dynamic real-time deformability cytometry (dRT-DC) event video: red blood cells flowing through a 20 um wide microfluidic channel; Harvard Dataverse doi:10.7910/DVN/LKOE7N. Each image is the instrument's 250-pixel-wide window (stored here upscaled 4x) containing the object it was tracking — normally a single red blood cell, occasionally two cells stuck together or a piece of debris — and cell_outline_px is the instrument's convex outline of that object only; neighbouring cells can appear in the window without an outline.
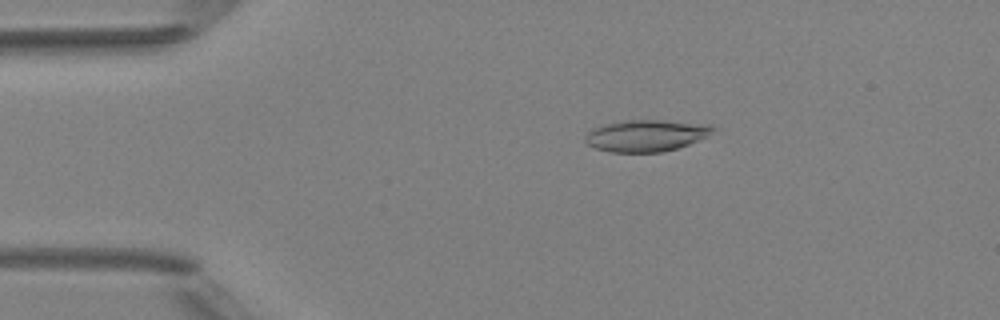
{"species": "Egyptian fruit bat (a non-hibernating species)", "species_latin": "Rousettus aegyptiacus", "temperature_condition": "room temperature", "stored_images_in_passage": 4, "camera_frame_rate_fps": 3000, "um_per_image_px": 0.085, "animal": {"sex": "female"}, "frame": {"image": 1, "passage_image": 2, "time_ms": 1.0, "image_size_px": [1000, 320], "cell_outline_px": [[720, 128], [688, 144], [676, 148], [660, 152], [608, 152], [596, 148], [588, 144], [584, 140], [584, 136], [592, 128], [604, 124], [624, 120], [664, 120], [712, 124]], "centroid_in_image_um": [54.91, 11.51], "position_along_channel_um": 30.1, "area_um2": 23.64}}
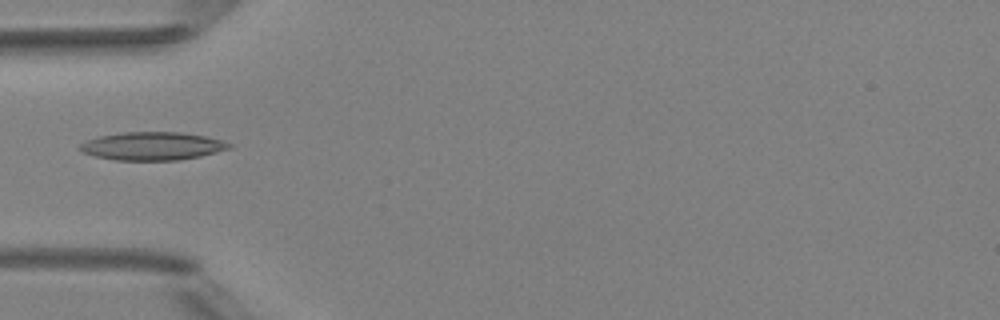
{"frame": {"image": 2, "passage_image": 4, "time_ms": 3.333, "image_size_px": [1000, 320], "cell_outline_px": [[232, 148], [200, 156], [180, 160], [116, 160], [96, 156], [84, 152], [80, 148], [80, 144], [88, 140], [100, 136], [124, 132], [180, 132], [204, 136], [220, 140], [232, 144]], "centroid_in_image_um": [12.98, 12.42], "position_along_channel_um": 72.0, "area_um2": 24.16}}